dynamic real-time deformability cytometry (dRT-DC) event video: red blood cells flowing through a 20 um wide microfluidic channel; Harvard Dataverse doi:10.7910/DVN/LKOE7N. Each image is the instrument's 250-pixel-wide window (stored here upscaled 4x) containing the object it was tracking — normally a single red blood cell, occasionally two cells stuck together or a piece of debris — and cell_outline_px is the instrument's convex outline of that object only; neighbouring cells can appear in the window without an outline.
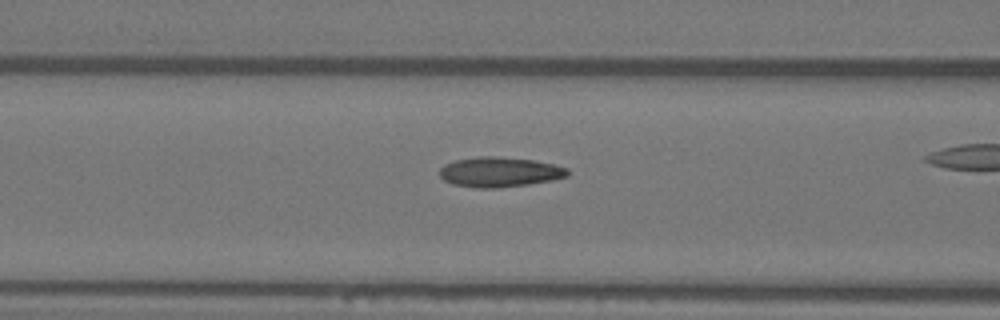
{"species": "Egyptian fruit bat (a non-hibernating species)", "species_latin": "Rousettus aegyptiacus", "temperature_condition": "warm", "stored_images_in_passage": 35, "camera_frame_rate_fps": 3000, "um_per_image_px": 0.085, "animal": {"sex": "female"}, "frame": {"image": 1, "passage_image": 15, "time_ms": 4.667, "image_size_px": [1000, 320], "cell_outline_px": [[568, 176], [552, 180], [528, 184], [496, 188], [476, 188], [452, 184], [444, 180], [440, 176], [440, 168], [444, 164], [456, 160], [480, 156], [496, 156], [532, 160], [552, 164], [568, 168]], "centroid_in_image_um": [42.44, 14.62], "position_along_channel_um": 124.2, "area_um2": 22.25}}
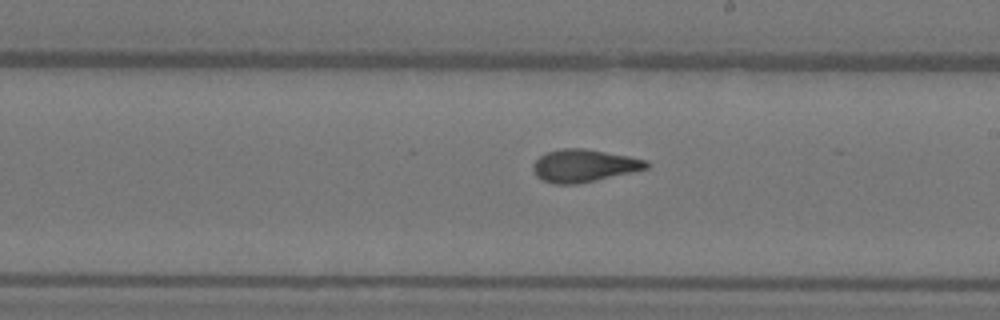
{"frame": {"image": 2, "passage_image": 24, "time_ms": 7.667, "image_size_px": [1000, 320], "cell_outline_px": [[652, 164], [648, 168], [596, 180], [576, 184], [552, 184], [536, 176], [532, 168], [532, 164], [540, 156], [548, 152], [560, 148], [584, 148], [628, 156], [648, 160]], "centroid_in_image_um": [49.64, 14.08], "position_along_channel_um": 239.4, "area_um2": 21.5}}
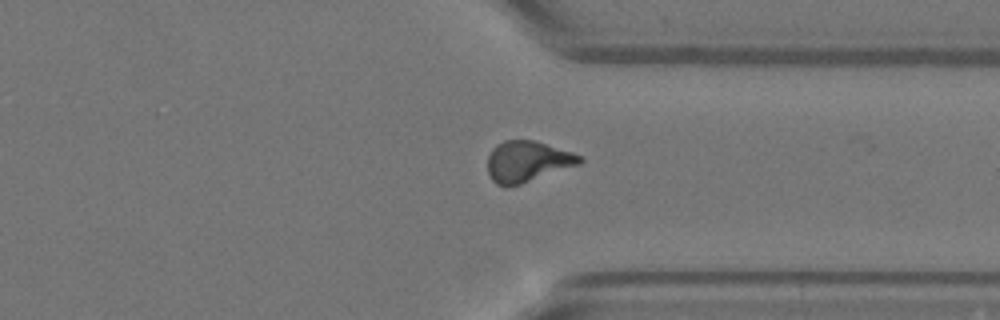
{"frame": {"image": 3, "passage_image": 34, "time_ms": 11.0, "image_size_px": [1000, 320], "cell_outline_px": [[584, 160], [580, 164], [520, 184], [496, 184], [492, 180], [488, 172], [488, 156], [492, 148], [496, 144], [504, 140], [532, 140], [572, 152], [584, 156]], "centroid_in_image_um": [44.84, 13.7], "position_along_channel_um": 366.6, "area_um2": 21.68}}